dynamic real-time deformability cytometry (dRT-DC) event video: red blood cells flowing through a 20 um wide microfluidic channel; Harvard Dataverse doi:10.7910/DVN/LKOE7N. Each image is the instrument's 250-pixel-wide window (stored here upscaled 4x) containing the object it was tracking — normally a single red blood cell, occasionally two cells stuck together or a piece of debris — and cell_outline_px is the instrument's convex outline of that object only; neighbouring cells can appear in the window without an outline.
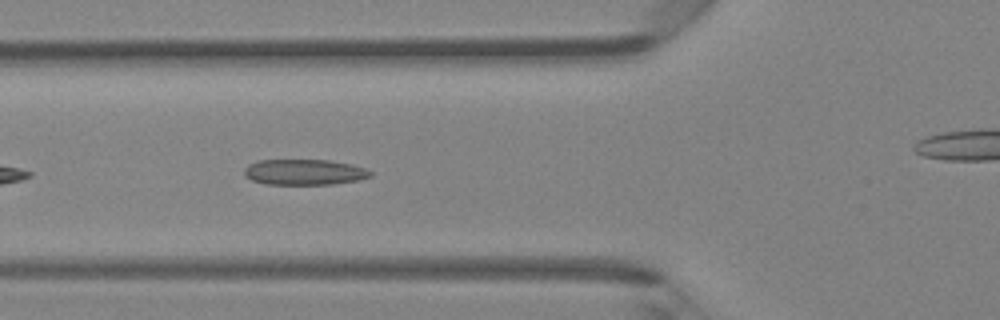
{"species": "Egyptian fruit bat (a non-hibernating species)", "species_latin": "Rousettus aegyptiacus", "temperature_condition": "room temperature", "stored_images_in_passage": 22, "camera_frame_rate_fps": 3000, "um_per_image_px": 0.085, "animal": {"sex": "female"}, "frame": {"image": 1, "passage_image": 5, "time_ms": 1.333, "image_size_px": [1000, 320], "cell_outline_px": [[372, 176], [356, 180], [332, 184], [264, 184], [252, 180], [244, 176], [244, 168], [248, 164], [256, 160], [328, 160], [352, 164], [364, 168], [372, 172]], "centroid_in_image_um": [25.82, 14.62], "position_along_channel_um": 100.0, "area_um2": 18.9}}
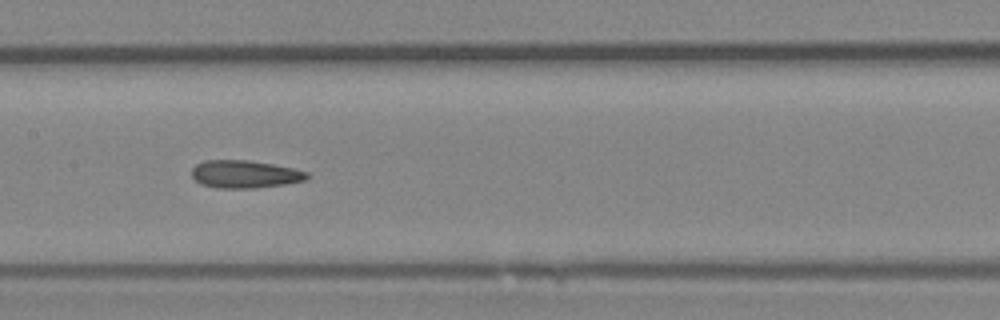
{"frame": {"image": 2, "passage_image": 11, "time_ms": 3.333, "image_size_px": [1000, 320], "cell_outline_px": [[308, 180], [284, 184], [256, 188], [220, 188], [200, 184], [192, 176], [192, 168], [196, 164], [204, 160], [248, 160], [272, 164], [292, 168], [308, 172]], "centroid_in_image_um": [20.8, 14.8], "position_along_channel_um": 186.6, "area_um2": 18.61}}
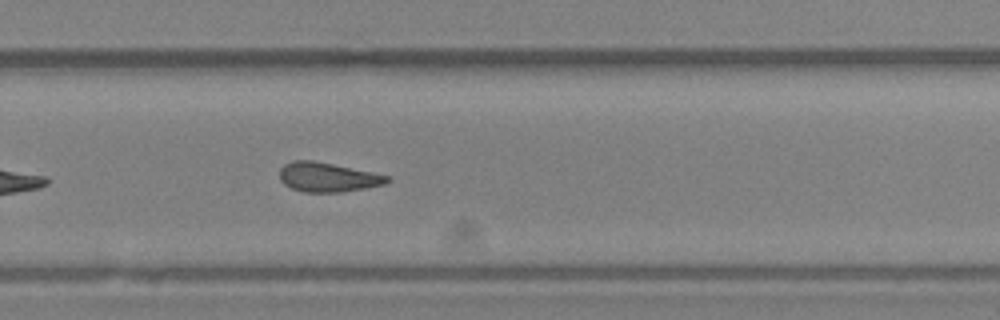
{"frame": {"image": 3, "passage_image": 19, "time_ms": 6.0, "image_size_px": [1000, 320], "cell_outline_px": [[392, 180], [384, 184], [364, 188], [340, 192], [304, 192], [292, 188], [284, 184], [280, 180], [280, 168], [284, 164], [296, 160], [312, 160], [392, 176]], "centroid_in_image_um": [27.87, 15.06], "position_along_channel_um": 301.9, "area_um2": 18.32}}